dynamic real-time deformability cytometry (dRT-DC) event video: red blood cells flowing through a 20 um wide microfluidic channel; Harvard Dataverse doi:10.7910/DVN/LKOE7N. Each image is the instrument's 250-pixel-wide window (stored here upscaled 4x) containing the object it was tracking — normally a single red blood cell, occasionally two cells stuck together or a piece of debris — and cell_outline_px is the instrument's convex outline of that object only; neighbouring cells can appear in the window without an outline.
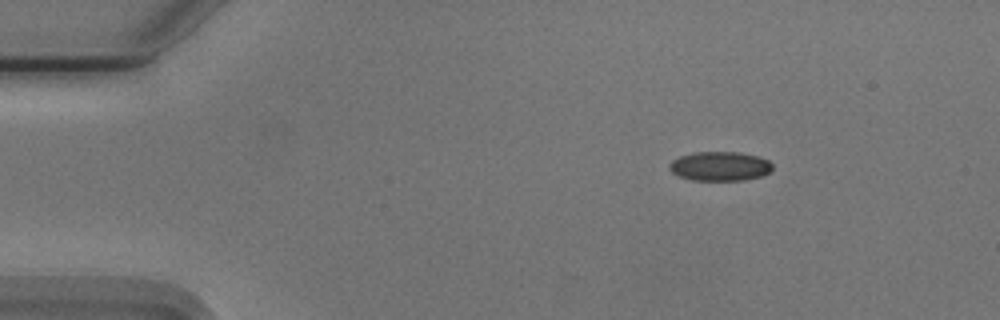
{"species": "Egyptian fruit bat (a non-hibernating species)", "species_latin": "Rousettus aegyptiacus", "temperature_condition": "cold", "stored_images_in_passage": 47, "camera_frame_rate_fps": 3000, "um_per_image_px": 0.085, "animal": {"sex": "male"}, "frame": {"image": 1, "passage_image": 1, "time_ms": 0.0, "image_size_px": [1000, 320], "cell_outline_px": [[772, 168], [768, 172], [760, 176], [744, 180], [692, 180], [680, 176], [672, 172], [668, 168], [668, 164], [672, 160], [680, 156], [696, 152], [740, 152], [756, 156], [768, 160], [772, 164]], "centroid_in_image_um": [61.16, 14.12], "position_along_channel_um": 23.8, "area_um2": 17.46}}
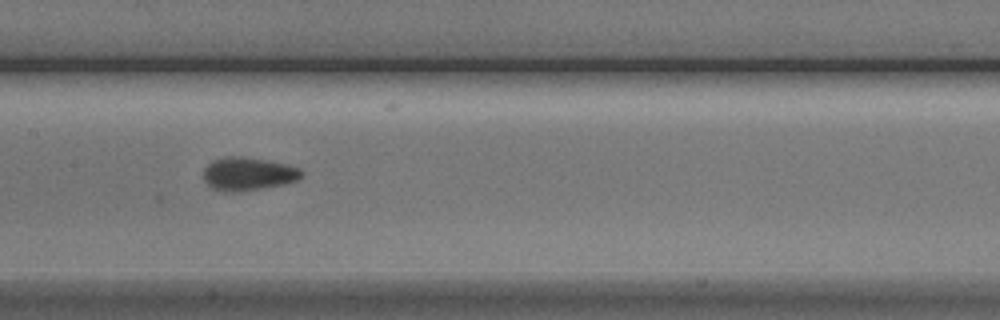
{"frame": {"image": 2, "passage_image": 20, "time_ms": 6.333, "image_size_px": [1000, 320], "cell_outline_px": [[304, 172], [296, 180], [284, 184], [264, 188], [240, 192], [220, 192], [212, 188], [204, 180], [204, 168], [212, 160], [228, 156], [240, 156], [268, 160], [288, 164], [300, 168]], "centroid_in_image_um": [21.08, 14.78], "position_along_channel_um": 186.3, "area_um2": 19.19}}
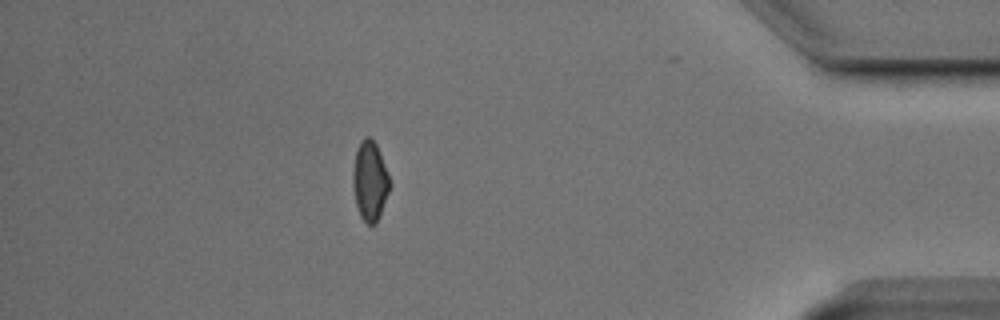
{"frame": {"image": 3, "passage_image": 41, "time_ms": 13.333, "image_size_px": [1000, 320], "cell_outline_px": [[388, 192], [376, 224], [368, 224], [360, 216], [356, 204], [352, 188], [352, 172], [356, 148], [360, 140], [364, 136], [368, 136], [376, 144], [388, 176]], "centroid_in_image_um": [31.38, 15.36], "position_along_channel_um": 403.8, "area_um2": 16.76}, "authors_computed_cell_mechanics": {"area_um2": 17.8024, "velocity_mm_per_s": 3.7594, "shape_relaxation_time_tau1_ms": 2.8514, "shape_relaxation_time_tau2_ms": 1.9495, "deformation_change_tau1": 0.0843, "deformation_change_tau2": 0.0465}}